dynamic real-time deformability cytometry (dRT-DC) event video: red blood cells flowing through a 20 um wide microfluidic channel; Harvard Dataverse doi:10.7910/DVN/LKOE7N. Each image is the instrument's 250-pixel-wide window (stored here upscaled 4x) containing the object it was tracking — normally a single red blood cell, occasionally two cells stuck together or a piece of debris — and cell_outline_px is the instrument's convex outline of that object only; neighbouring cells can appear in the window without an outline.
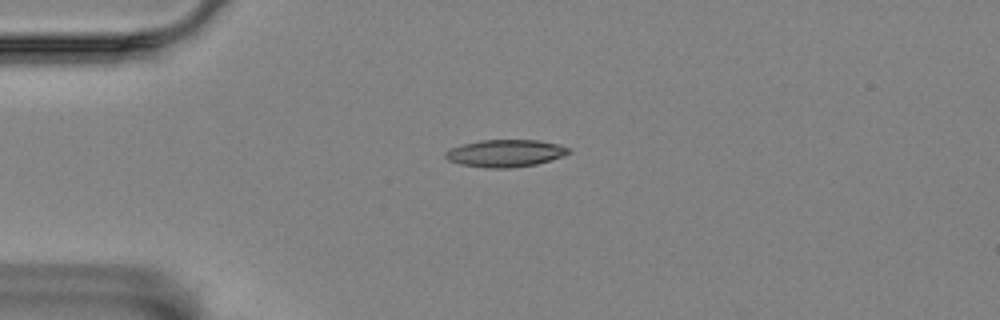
{"species": "Egyptian fruit bat (a non-hibernating species)", "species_latin": "Rousettus aegyptiacus", "temperature_condition": "room temperature", "stored_images_in_passage": 2, "camera_frame_rate_fps": 3000, "um_per_image_px": 0.085, "animal": {"sex": "female"}, "frame": {"image": 1, "passage_image": 1, "time_ms": 0.0, "image_size_px": [1000, 320], "cell_outline_px": [[572, 152], [564, 156], [536, 164], [512, 168], [484, 168], [460, 164], [448, 160], [444, 156], [444, 152], [448, 148], [480, 140], [536, 140], [560, 144], [572, 148]], "centroid_in_image_um": [42.97, 13.03], "position_along_channel_um": 42.0, "area_um2": 19.88}}